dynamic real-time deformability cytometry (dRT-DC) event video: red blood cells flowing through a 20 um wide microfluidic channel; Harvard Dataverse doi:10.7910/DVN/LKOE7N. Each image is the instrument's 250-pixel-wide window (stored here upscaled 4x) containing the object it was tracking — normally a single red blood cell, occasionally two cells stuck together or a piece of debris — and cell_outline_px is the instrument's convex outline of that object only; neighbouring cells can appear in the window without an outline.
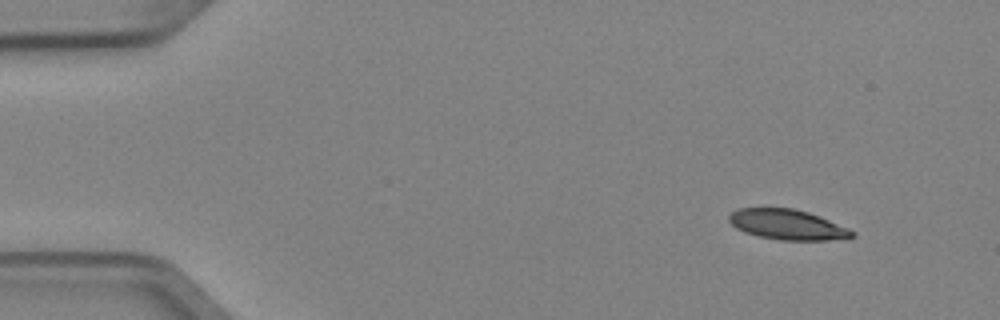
{"species": "Egyptian fruit bat (a non-hibernating species)", "species_latin": "Rousettus aegyptiacus", "temperature_condition": "cold", "stored_images_in_passage": 4, "camera_frame_rate_fps": 3000, "um_per_image_px": 0.085, "animal": {"sex": "female"}, "frame": {"image": 1, "passage_image": 1, "time_ms": 0.0, "image_size_px": [1000, 320], "cell_outline_px": [[856, 236], [828, 240], [780, 240], [760, 236], [744, 232], [736, 228], [728, 220], [728, 216], [732, 212], [740, 208], [792, 208], [808, 212], [820, 216], [848, 228], [856, 232]], "centroid_in_image_um": [66.93, 19.09], "position_along_channel_um": 18.1, "area_um2": 21.56}}
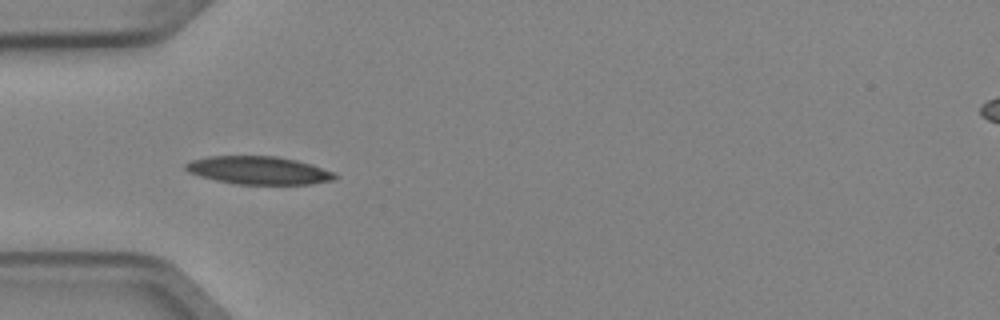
{"frame": {"image": 2, "passage_image": 4, "time_ms": 1.0, "image_size_px": [1000, 320], "cell_outline_px": [[340, 176], [336, 180], [312, 184], [236, 184], [216, 180], [200, 176], [188, 172], [184, 168], [184, 164], [192, 160], [208, 156], [276, 156], [296, 160], [312, 164], [336, 172]], "centroid_in_image_um": [22.05, 14.48], "position_along_channel_um": 63.0, "area_um2": 24.62}}